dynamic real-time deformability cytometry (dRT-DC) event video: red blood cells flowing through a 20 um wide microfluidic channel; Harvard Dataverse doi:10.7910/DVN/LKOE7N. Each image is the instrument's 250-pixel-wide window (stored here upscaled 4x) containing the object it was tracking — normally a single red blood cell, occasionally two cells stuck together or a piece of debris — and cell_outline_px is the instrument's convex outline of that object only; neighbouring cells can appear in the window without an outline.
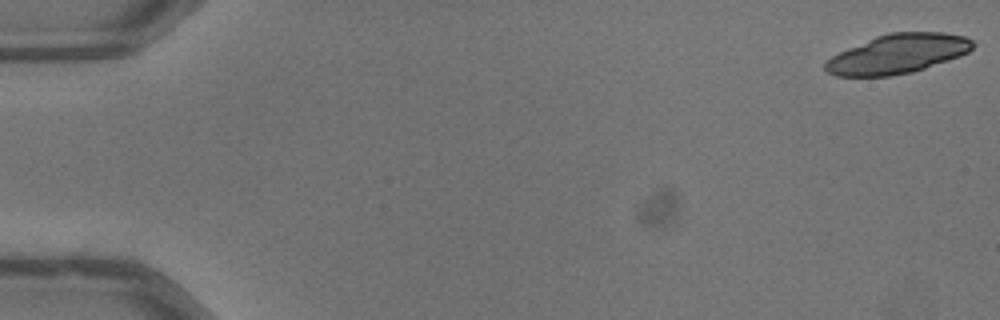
{"species": "common noctule bat (a hibernating species)", "species_latin": "Nyctalus noctula", "temperature_condition": "warm", "stored_images_in_passage": 29, "camera_frame_rate_fps": 3000, "um_per_image_px": 0.085, "animal": {"sex": "male", "body_mass_g": 13.3}, "frame": {"image": 1, "passage_image": 1, "time_ms": 0.0, "image_size_px": [1000, 320], "cell_outline_px": [[976, 44], [968, 52], [960, 56], [912, 72], [888, 76], [836, 76], [828, 72], [824, 68], [824, 64], [832, 56], [848, 48], [876, 36], [888, 32], [944, 32], [964, 36], [972, 40]], "centroid_in_image_um": [76.32, 4.57], "position_along_channel_um": 8.7, "area_um2": 33.58}}